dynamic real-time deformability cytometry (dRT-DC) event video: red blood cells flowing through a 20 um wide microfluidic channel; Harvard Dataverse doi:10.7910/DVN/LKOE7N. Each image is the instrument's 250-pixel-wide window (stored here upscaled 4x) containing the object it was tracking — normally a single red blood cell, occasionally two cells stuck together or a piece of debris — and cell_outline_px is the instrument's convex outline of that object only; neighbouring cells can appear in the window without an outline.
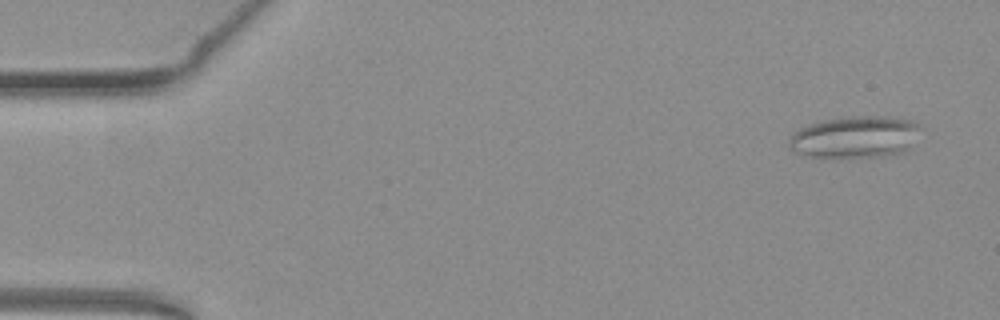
{"species": "common noctule bat (a hibernating species)", "species_latin": "Nyctalus noctula", "temperature_condition": "warm", "stored_images_in_passage": 13, "camera_frame_rate_fps": 3000, "um_per_image_px": 0.085, "animal": {"sex": "female", "body_mass_g": 19.3, "forearm_length_mm": 54.1}, "frame": {"image": 1, "passage_image": 3, "time_ms": 0.667, "image_size_px": [1000, 320], "cell_outline_px": [[920, 128], [912, 148], [904, 152], [884, 156], [812, 156], [792, 152], [788, 144], [788, 140], [800, 128], [812, 124], [828, 120], [852, 116], [884, 116], [912, 120], [920, 124]], "centroid_in_image_um": [72.75, 11.64], "position_along_channel_um": 12.2, "area_um2": 31.73}}